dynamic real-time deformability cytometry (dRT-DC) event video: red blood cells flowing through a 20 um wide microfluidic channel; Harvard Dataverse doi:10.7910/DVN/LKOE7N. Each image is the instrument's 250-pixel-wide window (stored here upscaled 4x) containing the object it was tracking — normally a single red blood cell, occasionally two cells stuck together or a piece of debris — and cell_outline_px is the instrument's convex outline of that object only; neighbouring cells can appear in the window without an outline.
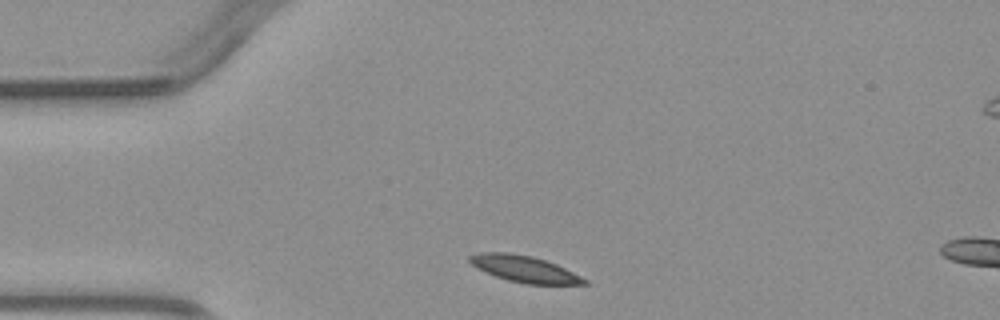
{"species": "common noctule bat (a hibernating species)", "species_latin": "Nyctalus noctula", "temperature_condition": "warm", "stored_images_in_passage": 3, "camera_frame_rate_fps": 3000, "um_per_image_px": 0.085, "animal": {"sex": "male", "body_mass_g": 23.1, "forearm_length_mm": 52.7}, "frame": {"image": 1, "passage_image": 1, "time_ms": 0.0, "image_size_px": [1000, 320], "cell_outline_px": [[588, 284], [524, 284], [508, 280], [484, 272], [476, 268], [468, 260], [468, 256], [480, 252], [508, 252], [532, 256], [556, 264], [588, 280]], "centroid_in_image_um": [44.53, 22.85], "position_along_channel_um": 40.5, "area_um2": 17.63}}